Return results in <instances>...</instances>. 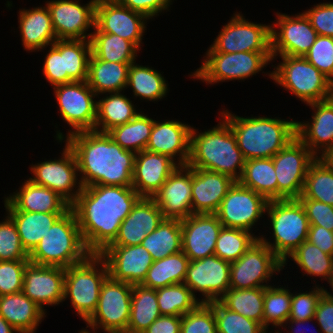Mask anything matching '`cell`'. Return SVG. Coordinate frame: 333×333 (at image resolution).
Returning a JSON list of instances; mask_svg holds the SVG:
<instances>
[{
	"instance_id": "cell-1",
	"label": "cell",
	"mask_w": 333,
	"mask_h": 333,
	"mask_svg": "<svg viewBox=\"0 0 333 333\" xmlns=\"http://www.w3.org/2000/svg\"><path fill=\"white\" fill-rule=\"evenodd\" d=\"M140 198L132 186L93 185L82 188L70 208L91 254L99 255L114 242L120 225Z\"/></svg>"
},
{
	"instance_id": "cell-2",
	"label": "cell",
	"mask_w": 333,
	"mask_h": 333,
	"mask_svg": "<svg viewBox=\"0 0 333 333\" xmlns=\"http://www.w3.org/2000/svg\"><path fill=\"white\" fill-rule=\"evenodd\" d=\"M64 141L75 154L82 187L132 186L136 153L123 149L108 133L83 131Z\"/></svg>"
},
{
	"instance_id": "cell-3",
	"label": "cell",
	"mask_w": 333,
	"mask_h": 333,
	"mask_svg": "<svg viewBox=\"0 0 333 333\" xmlns=\"http://www.w3.org/2000/svg\"><path fill=\"white\" fill-rule=\"evenodd\" d=\"M219 115L229 123L245 160L272 158L297 137V120L240 117L225 109Z\"/></svg>"
},
{
	"instance_id": "cell-4",
	"label": "cell",
	"mask_w": 333,
	"mask_h": 333,
	"mask_svg": "<svg viewBox=\"0 0 333 333\" xmlns=\"http://www.w3.org/2000/svg\"><path fill=\"white\" fill-rule=\"evenodd\" d=\"M220 117L216 126L200 133L192 126L187 166L218 172L237 182L245 159L229 123Z\"/></svg>"
},
{
	"instance_id": "cell-5",
	"label": "cell",
	"mask_w": 333,
	"mask_h": 333,
	"mask_svg": "<svg viewBox=\"0 0 333 333\" xmlns=\"http://www.w3.org/2000/svg\"><path fill=\"white\" fill-rule=\"evenodd\" d=\"M90 255L83 241L75 213L70 208L51 226L29 254V262L66 269L82 263Z\"/></svg>"
},
{
	"instance_id": "cell-6",
	"label": "cell",
	"mask_w": 333,
	"mask_h": 333,
	"mask_svg": "<svg viewBox=\"0 0 333 333\" xmlns=\"http://www.w3.org/2000/svg\"><path fill=\"white\" fill-rule=\"evenodd\" d=\"M271 223L273 242L263 235L258 239L267 245L283 262L307 240L309 221L298 199L271 200L266 208Z\"/></svg>"
},
{
	"instance_id": "cell-7",
	"label": "cell",
	"mask_w": 333,
	"mask_h": 333,
	"mask_svg": "<svg viewBox=\"0 0 333 333\" xmlns=\"http://www.w3.org/2000/svg\"><path fill=\"white\" fill-rule=\"evenodd\" d=\"M282 62L273 66L268 77L290 91L305 104L325 101L333 97V83L314 65L301 56H280Z\"/></svg>"
},
{
	"instance_id": "cell-8",
	"label": "cell",
	"mask_w": 333,
	"mask_h": 333,
	"mask_svg": "<svg viewBox=\"0 0 333 333\" xmlns=\"http://www.w3.org/2000/svg\"><path fill=\"white\" fill-rule=\"evenodd\" d=\"M109 276L105 260L91 254L82 263L65 269L64 298H69L72 308L86 321L95 311L102 283Z\"/></svg>"
},
{
	"instance_id": "cell-9",
	"label": "cell",
	"mask_w": 333,
	"mask_h": 333,
	"mask_svg": "<svg viewBox=\"0 0 333 333\" xmlns=\"http://www.w3.org/2000/svg\"><path fill=\"white\" fill-rule=\"evenodd\" d=\"M203 58V63L190 74V78L210 85L232 80L244 81L273 61L271 52L206 53Z\"/></svg>"
},
{
	"instance_id": "cell-10",
	"label": "cell",
	"mask_w": 333,
	"mask_h": 333,
	"mask_svg": "<svg viewBox=\"0 0 333 333\" xmlns=\"http://www.w3.org/2000/svg\"><path fill=\"white\" fill-rule=\"evenodd\" d=\"M53 89L61 117L72 128L68 130L67 136L60 130L56 131V140L62 143L71 134L94 130L97 117V101L94 98L98 96L87 82L73 81Z\"/></svg>"
},
{
	"instance_id": "cell-11",
	"label": "cell",
	"mask_w": 333,
	"mask_h": 333,
	"mask_svg": "<svg viewBox=\"0 0 333 333\" xmlns=\"http://www.w3.org/2000/svg\"><path fill=\"white\" fill-rule=\"evenodd\" d=\"M132 285L108 276L101 285L94 313L85 321L86 329L105 333H127L130 320Z\"/></svg>"
},
{
	"instance_id": "cell-12",
	"label": "cell",
	"mask_w": 333,
	"mask_h": 333,
	"mask_svg": "<svg viewBox=\"0 0 333 333\" xmlns=\"http://www.w3.org/2000/svg\"><path fill=\"white\" fill-rule=\"evenodd\" d=\"M283 269V261L258 239L238 260L231 262L230 288L268 287L272 285V276Z\"/></svg>"
},
{
	"instance_id": "cell-13",
	"label": "cell",
	"mask_w": 333,
	"mask_h": 333,
	"mask_svg": "<svg viewBox=\"0 0 333 333\" xmlns=\"http://www.w3.org/2000/svg\"><path fill=\"white\" fill-rule=\"evenodd\" d=\"M235 13L206 52H271V25L254 23L240 12Z\"/></svg>"
},
{
	"instance_id": "cell-14",
	"label": "cell",
	"mask_w": 333,
	"mask_h": 333,
	"mask_svg": "<svg viewBox=\"0 0 333 333\" xmlns=\"http://www.w3.org/2000/svg\"><path fill=\"white\" fill-rule=\"evenodd\" d=\"M317 157L297 137L272 157L277 176V200L298 199L311 163Z\"/></svg>"
},
{
	"instance_id": "cell-15",
	"label": "cell",
	"mask_w": 333,
	"mask_h": 333,
	"mask_svg": "<svg viewBox=\"0 0 333 333\" xmlns=\"http://www.w3.org/2000/svg\"><path fill=\"white\" fill-rule=\"evenodd\" d=\"M60 157L32 164L30 171L33 176L29 180L55 191L71 205L83 187L75 154L66 142Z\"/></svg>"
},
{
	"instance_id": "cell-16",
	"label": "cell",
	"mask_w": 333,
	"mask_h": 333,
	"mask_svg": "<svg viewBox=\"0 0 333 333\" xmlns=\"http://www.w3.org/2000/svg\"><path fill=\"white\" fill-rule=\"evenodd\" d=\"M268 200L235 182L215 213L223 227L239 228L253 233V226L266 215Z\"/></svg>"
},
{
	"instance_id": "cell-17",
	"label": "cell",
	"mask_w": 333,
	"mask_h": 333,
	"mask_svg": "<svg viewBox=\"0 0 333 333\" xmlns=\"http://www.w3.org/2000/svg\"><path fill=\"white\" fill-rule=\"evenodd\" d=\"M276 17V22L271 24L273 61L277 56L304 57L318 36L309 19L304 13L289 16L277 12Z\"/></svg>"
},
{
	"instance_id": "cell-18",
	"label": "cell",
	"mask_w": 333,
	"mask_h": 333,
	"mask_svg": "<svg viewBox=\"0 0 333 333\" xmlns=\"http://www.w3.org/2000/svg\"><path fill=\"white\" fill-rule=\"evenodd\" d=\"M81 0H50L49 8L56 38L59 40H90L96 19L97 0L86 4Z\"/></svg>"
},
{
	"instance_id": "cell-19",
	"label": "cell",
	"mask_w": 333,
	"mask_h": 333,
	"mask_svg": "<svg viewBox=\"0 0 333 333\" xmlns=\"http://www.w3.org/2000/svg\"><path fill=\"white\" fill-rule=\"evenodd\" d=\"M230 266L215 254L190 261L183 283L195 297L201 293V303L218 301L230 289Z\"/></svg>"
},
{
	"instance_id": "cell-20",
	"label": "cell",
	"mask_w": 333,
	"mask_h": 333,
	"mask_svg": "<svg viewBox=\"0 0 333 333\" xmlns=\"http://www.w3.org/2000/svg\"><path fill=\"white\" fill-rule=\"evenodd\" d=\"M147 20L144 14L114 0H97L95 26L103 33L115 34L132 42L139 50Z\"/></svg>"
},
{
	"instance_id": "cell-21",
	"label": "cell",
	"mask_w": 333,
	"mask_h": 333,
	"mask_svg": "<svg viewBox=\"0 0 333 333\" xmlns=\"http://www.w3.org/2000/svg\"><path fill=\"white\" fill-rule=\"evenodd\" d=\"M107 263L109 276L116 281L141 285L153 264L151 254L141 244L109 245L99 254Z\"/></svg>"
},
{
	"instance_id": "cell-22",
	"label": "cell",
	"mask_w": 333,
	"mask_h": 333,
	"mask_svg": "<svg viewBox=\"0 0 333 333\" xmlns=\"http://www.w3.org/2000/svg\"><path fill=\"white\" fill-rule=\"evenodd\" d=\"M65 268L27 263L22 292L45 312L44 305L56 306L64 298Z\"/></svg>"
},
{
	"instance_id": "cell-23",
	"label": "cell",
	"mask_w": 333,
	"mask_h": 333,
	"mask_svg": "<svg viewBox=\"0 0 333 333\" xmlns=\"http://www.w3.org/2000/svg\"><path fill=\"white\" fill-rule=\"evenodd\" d=\"M152 199L164 219L183 220L192 215V168L178 166Z\"/></svg>"
},
{
	"instance_id": "cell-24",
	"label": "cell",
	"mask_w": 333,
	"mask_h": 333,
	"mask_svg": "<svg viewBox=\"0 0 333 333\" xmlns=\"http://www.w3.org/2000/svg\"><path fill=\"white\" fill-rule=\"evenodd\" d=\"M222 227L215 213L192 214L181 220L182 251L190 261L214 255Z\"/></svg>"
},
{
	"instance_id": "cell-25",
	"label": "cell",
	"mask_w": 333,
	"mask_h": 333,
	"mask_svg": "<svg viewBox=\"0 0 333 333\" xmlns=\"http://www.w3.org/2000/svg\"><path fill=\"white\" fill-rule=\"evenodd\" d=\"M314 111L312 119L296 122L297 138L317 157L323 158L333 149V97L307 104Z\"/></svg>"
},
{
	"instance_id": "cell-26",
	"label": "cell",
	"mask_w": 333,
	"mask_h": 333,
	"mask_svg": "<svg viewBox=\"0 0 333 333\" xmlns=\"http://www.w3.org/2000/svg\"><path fill=\"white\" fill-rule=\"evenodd\" d=\"M191 130L190 124L178 120L160 122L153 119V128L145 150L166 155L179 166L187 165L190 154Z\"/></svg>"
},
{
	"instance_id": "cell-27",
	"label": "cell",
	"mask_w": 333,
	"mask_h": 333,
	"mask_svg": "<svg viewBox=\"0 0 333 333\" xmlns=\"http://www.w3.org/2000/svg\"><path fill=\"white\" fill-rule=\"evenodd\" d=\"M179 165L166 155L143 150L136 153L132 187L141 197L152 198Z\"/></svg>"
},
{
	"instance_id": "cell-28",
	"label": "cell",
	"mask_w": 333,
	"mask_h": 333,
	"mask_svg": "<svg viewBox=\"0 0 333 333\" xmlns=\"http://www.w3.org/2000/svg\"><path fill=\"white\" fill-rule=\"evenodd\" d=\"M4 199L6 211L65 213L71 206L55 191L35 184L29 179L22 182L19 191L10 193Z\"/></svg>"
},
{
	"instance_id": "cell-29",
	"label": "cell",
	"mask_w": 333,
	"mask_h": 333,
	"mask_svg": "<svg viewBox=\"0 0 333 333\" xmlns=\"http://www.w3.org/2000/svg\"><path fill=\"white\" fill-rule=\"evenodd\" d=\"M235 182L218 172L192 168V214L216 213Z\"/></svg>"
},
{
	"instance_id": "cell-30",
	"label": "cell",
	"mask_w": 333,
	"mask_h": 333,
	"mask_svg": "<svg viewBox=\"0 0 333 333\" xmlns=\"http://www.w3.org/2000/svg\"><path fill=\"white\" fill-rule=\"evenodd\" d=\"M163 215L152 198L141 197L120 225L118 236L111 245H140L163 220Z\"/></svg>"
},
{
	"instance_id": "cell-31",
	"label": "cell",
	"mask_w": 333,
	"mask_h": 333,
	"mask_svg": "<svg viewBox=\"0 0 333 333\" xmlns=\"http://www.w3.org/2000/svg\"><path fill=\"white\" fill-rule=\"evenodd\" d=\"M19 31L24 50L42 51L56 40L51 14L47 5L33 9H19Z\"/></svg>"
},
{
	"instance_id": "cell-32",
	"label": "cell",
	"mask_w": 333,
	"mask_h": 333,
	"mask_svg": "<svg viewBox=\"0 0 333 333\" xmlns=\"http://www.w3.org/2000/svg\"><path fill=\"white\" fill-rule=\"evenodd\" d=\"M0 315L19 333H35L46 312L21 291L0 296Z\"/></svg>"
},
{
	"instance_id": "cell-33",
	"label": "cell",
	"mask_w": 333,
	"mask_h": 333,
	"mask_svg": "<svg viewBox=\"0 0 333 333\" xmlns=\"http://www.w3.org/2000/svg\"><path fill=\"white\" fill-rule=\"evenodd\" d=\"M130 65L99 60L91 53L86 82L98 98L100 94L122 92L127 87Z\"/></svg>"
},
{
	"instance_id": "cell-34",
	"label": "cell",
	"mask_w": 333,
	"mask_h": 333,
	"mask_svg": "<svg viewBox=\"0 0 333 333\" xmlns=\"http://www.w3.org/2000/svg\"><path fill=\"white\" fill-rule=\"evenodd\" d=\"M109 95V96H108ZM130 98L121 92L105 93L97 100V117L94 131L107 133L112 128L125 124L140 112Z\"/></svg>"
},
{
	"instance_id": "cell-35",
	"label": "cell",
	"mask_w": 333,
	"mask_h": 333,
	"mask_svg": "<svg viewBox=\"0 0 333 333\" xmlns=\"http://www.w3.org/2000/svg\"><path fill=\"white\" fill-rule=\"evenodd\" d=\"M14 222L23 248L30 254L64 213L6 211Z\"/></svg>"
},
{
	"instance_id": "cell-36",
	"label": "cell",
	"mask_w": 333,
	"mask_h": 333,
	"mask_svg": "<svg viewBox=\"0 0 333 333\" xmlns=\"http://www.w3.org/2000/svg\"><path fill=\"white\" fill-rule=\"evenodd\" d=\"M158 70L139 65L135 62L131 63L128 71L127 88L133 90V97L145 101H158L166 97L169 89L166 79Z\"/></svg>"
},
{
	"instance_id": "cell-37",
	"label": "cell",
	"mask_w": 333,
	"mask_h": 333,
	"mask_svg": "<svg viewBox=\"0 0 333 333\" xmlns=\"http://www.w3.org/2000/svg\"><path fill=\"white\" fill-rule=\"evenodd\" d=\"M237 182L268 201L277 200V176L272 158L245 160L242 175Z\"/></svg>"
},
{
	"instance_id": "cell-38",
	"label": "cell",
	"mask_w": 333,
	"mask_h": 333,
	"mask_svg": "<svg viewBox=\"0 0 333 333\" xmlns=\"http://www.w3.org/2000/svg\"><path fill=\"white\" fill-rule=\"evenodd\" d=\"M141 245L148 250L153 260L181 252V220L163 219L158 227L143 239Z\"/></svg>"
},
{
	"instance_id": "cell-39",
	"label": "cell",
	"mask_w": 333,
	"mask_h": 333,
	"mask_svg": "<svg viewBox=\"0 0 333 333\" xmlns=\"http://www.w3.org/2000/svg\"><path fill=\"white\" fill-rule=\"evenodd\" d=\"M161 316L156 289L132 285L130 320L127 333L144 332Z\"/></svg>"
},
{
	"instance_id": "cell-40",
	"label": "cell",
	"mask_w": 333,
	"mask_h": 333,
	"mask_svg": "<svg viewBox=\"0 0 333 333\" xmlns=\"http://www.w3.org/2000/svg\"><path fill=\"white\" fill-rule=\"evenodd\" d=\"M91 53L99 60L133 63L140 50L130 41L118 35L103 33L96 26L91 34Z\"/></svg>"
},
{
	"instance_id": "cell-41",
	"label": "cell",
	"mask_w": 333,
	"mask_h": 333,
	"mask_svg": "<svg viewBox=\"0 0 333 333\" xmlns=\"http://www.w3.org/2000/svg\"><path fill=\"white\" fill-rule=\"evenodd\" d=\"M190 259L183 251L154 260L141 284L151 289H159L176 283H183Z\"/></svg>"
},
{
	"instance_id": "cell-42",
	"label": "cell",
	"mask_w": 333,
	"mask_h": 333,
	"mask_svg": "<svg viewBox=\"0 0 333 333\" xmlns=\"http://www.w3.org/2000/svg\"><path fill=\"white\" fill-rule=\"evenodd\" d=\"M296 263L297 267L307 274L320 277L330 283L333 276V256L323 252L316 245L304 241L296 250H294L283 262V267L287 265L288 259Z\"/></svg>"
},
{
	"instance_id": "cell-43",
	"label": "cell",
	"mask_w": 333,
	"mask_h": 333,
	"mask_svg": "<svg viewBox=\"0 0 333 333\" xmlns=\"http://www.w3.org/2000/svg\"><path fill=\"white\" fill-rule=\"evenodd\" d=\"M140 113L129 122L109 130L108 135L123 149L135 153L145 150L153 128V119Z\"/></svg>"
},
{
	"instance_id": "cell-44",
	"label": "cell",
	"mask_w": 333,
	"mask_h": 333,
	"mask_svg": "<svg viewBox=\"0 0 333 333\" xmlns=\"http://www.w3.org/2000/svg\"><path fill=\"white\" fill-rule=\"evenodd\" d=\"M298 199H312L333 206V167L324 158H316L309 166Z\"/></svg>"
},
{
	"instance_id": "cell-45",
	"label": "cell",
	"mask_w": 333,
	"mask_h": 333,
	"mask_svg": "<svg viewBox=\"0 0 333 333\" xmlns=\"http://www.w3.org/2000/svg\"><path fill=\"white\" fill-rule=\"evenodd\" d=\"M265 287L249 289L230 288L220 302L229 310L241 314L263 326Z\"/></svg>"
},
{
	"instance_id": "cell-46",
	"label": "cell",
	"mask_w": 333,
	"mask_h": 333,
	"mask_svg": "<svg viewBox=\"0 0 333 333\" xmlns=\"http://www.w3.org/2000/svg\"><path fill=\"white\" fill-rule=\"evenodd\" d=\"M61 56L64 64V84L87 80L91 56L90 40H61Z\"/></svg>"
},
{
	"instance_id": "cell-47",
	"label": "cell",
	"mask_w": 333,
	"mask_h": 333,
	"mask_svg": "<svg viewBox=\"0 0 333 333\" xmlns=\"http://www.w3.org/2000/svg\"><path fill=\"white\" fill-rule=\"evenodd\" d=\"M161 315L183 316L201 302L184 283H176L156 289Z\"/></svg>"
},
{
	"instance_id": "cell-48",
	"label": "cell",
	"mask_w": 333,
	"mask_h": 333,
	"mask_svg": "<svg viewBox=\"0 0 333 333\" xmlns=\"http://www.w3.org/2000/svg\"><path fill=\"white\" fill-rule=\"evenodd\" d=\"M292 293L285 286L270 285L264 291L263 327H283L291 311Z\"/></svg>"
},
{
	"instance_id": "cell-49",
	"label": "cell",
	"mask_w": 333,
	"mask_h": 333,
	"mask_svg": "<svg viewBox=\"0 0 333 333\" xmlns=\"http://www.w3.org/2000/svg\"><path fill=\"white\" fill-rule=\"evenodd\" d=\"M257 236L247 230L222 227L214 254L230 263L236 261L258 240Z\"/></svg>"
},
{
	"instance_id": "cell-50",
	"label": "cell",
	"mask_w": 333,
	"mask_h": 333,
	"mask_svg": "<svg viewBox=\"0 0 333 333\" xmlns=\"http://www.w3.org/2000/svg\"><path fill=\"white\" fill-rule=\"evenodd\" d=\"M213 307L217 323V333H267L260 323L233 312L219 300L209 302Z\"/></svg>"
},
{
	"instance_id": "cell-51",
	"label": "cell",
	"mask_w": 333,
	"mask_h": 333,
	"mask_svg": "<svg viewBox=\"0 0 333 333\" xmlns=\"http://www.w3.org/2000/svg\"><path fill=\"white\" fill-rule=\"evenodd\" d=\"M29 260L13 220L7 215L0 221V261Z\"/></svg>"
},
{
	"instance_id": "cell-52",
	"label": "cell",
	"mask_w": 333,
	"mask_h": 333,
	"mask_svg": "<svg viewBox=\"0 0 333 333\" xmlns=\"http://www.w3.org/2000/svg\"><path fill=\"white\" fill-rule=\"evenodd\" d=\"M180 333H217L213 307L209 303H200L183 315Z\"/></svg>"
},
{
	"instance_id": "cell-53",
	"label": "cell",
	"mask_w": 333,
	"mask_h": 333,
	"mask_svg": "<svg viewBox=\"0 0 333 333\" xmlns=\"http://www.w3.org/2000/svg\"><path fill=\"white\" fill-rule=\"evenodd\" d=\"M304 58L333 83V37L318 35Z\"/></svg>"
},
{
	"instance_id": "cell-54",
	"label": "cell",
	"mask_w": 333,
	"mask_h": 333,
	"mask_svg": "<svg viewBox=\"0 0 333 333\" xmlns=\"http://www.w3.org/2000/svg\"><path fill=\"white\" fill-rule=\"evenodd\" d=\"M311 291L293 292L291 311L288 320H307L315 318V311L321 295L326 291L324 286H312ZM296 293V294H295Z\"/></svg>"
},
{
	"instance_id": "cell-55",
	"label": "cell",
	"mask_w": 333,
	"mask_h": 333,
	"mask_svg": "<svg viewBox=\"0 0 333 333\" xmlns=\"http://www.w3.org/2000/svg\"><path fill=\"white\" fill-rule=\"evenodd\" d=\"M29 260L0 261V296L21 292Z\"/></svg>"
},
{
	"instance_id": "cell-56",
	"label": "cell",
	"mask_w": 333,
	"mask_h": 333,
	"mask_svg": "<svg viewBox=\"0 0 333 333\" xmlns=\"http://www.w3.org/2000/svg\"><path fill=\"white\" fill-rule=\"evenodd\" d=\"M49 48L44 56L43 75L53 87L63 85L64 64L63 56H61V40L57 39Z\"/></svg>"
},
{
	"instance_id": "cell-57",
	"label": "cell",
	"mask_w": 333,
	"mask_h": 333,
	"mask_svg": "<svg viewBox=\"0 0 333 333\" xmlns=\"http://www.w3.org/2000/svg\"><path fill=\"white\" fill-rule=\"evenodd\" d=\"M303 13L318 35L333 37V2L314 4Z\"/></svg>"
},
{
	"instance_id": "cell-58",
	"label": "cell",
	"mask_w": 333,
	"mask_h": 333,
	"mask_svg": "<svg viewBox=\"0 0 333 333\" xmlns=\"http://www.w3.org/2000/svg\"><path fill=\"white\" fill-rule=\"evenodd\" d=\"M304 206L310 225H318L333 232V206L312 199H298Z\"/></svg>"
},
{
	"instance_id": "cell-59",
	"label": "cell",
	"mask_w": 333,
	"mask_h": 333,
	"mask_svg": "<svg viewBox=\"0 0 333 333\" xmlns=\"http://www.w3.org/2000/svg\"><path fill=\"white\" fill-rule=\"evenodd\" d=\"M120 5L126 6L133 11L144 14L148 19L157 17L159 13L167 10L172 4V0H114Z\"/></svg>"
},
{
	"instance_id": "cell-60",
	"label": "cell",
	"mask_w": 333,
	"mask_h": 333,
	"mask_svg": "<svg viewBox=\"0 0 333 333\" xmlns=\"http://www.w3.org/2000/svg\"><path fill=\"white\" fill-rule=\"evenodd\" d=\"M314 321L322 333H333V298L326 291L318 301Z\"/></svg>"
},
{
	"instance_id": "cell-61",
	"label": "cell",
	"mask_w": 333,
	"mask_h": 333,
	"mask_svg": "<svg viewBox=\"0 0 333 333\" xmlns=\"http://www.w3.org/2000/svg\"><path fill=\"white\" fill-rule=\"evenodd\" d=\"M307 241L333 256V232L318 225H310Z\"/></svg>"
},
{
	"instance_id": "cell-62",
	"label": "cell",
	"mask_w": 333,
	"mask_h": 333,
	"mask_svg": "<svg viewBox=\"0 0 333 333\" xmlns=\"http://www.w3.org/2000/svg\"><path fill=\"white\" fill-rule=\"evenodd\" d=\"M182 316L161 315L142 333H180Z\"/></svg>"
},
{
	"instance_id": "cell-63",
	"label": "cell",
	"mask_w": 333,
	"mask_h": 333,
	"mask_svg": "<svg viewBox=\"0 0 333 333\" xmlns=\"http://www.w3.org/2000/svg\"><path fill=\"white\" fill-rule=\"evenodd\" d=\"M313 320H315V318L314 319H307V320H287L286 322H285V324L283 325V329L285 330V329H289L290 331H286L287 333H303V332H305V333H307V329H303L302 330V327H304L303 325L305 324L306 325V323H308L309 324V322H311L312 321V324H313ZM289 325V326H288ZM302 325V326H301ZM288 326V327H287ZM296 326V327H295ZM299 326H300V328H299ZM286 327V328H285ZM311 328V327H310ZM302 331H301V330ZM307 330V331H306ZM282 331H278V330H275V332L274 333H281ZM311 332H312V330H311ZM317 333H322V331L320 330V329H318V331H316ZM315 331H313V333H316Z\"/></svg>"
},
{
	"instance_id": "cell-64",
	"label": "cell",
	"mask_w": 333,
	"mask_h": 333,
	"mask_svg": "<svg viewBox=\"0 0 333 333\" xmlns=\"http://www.w3.org/2000/svg\"><path fill=\"white\" fill-rule=\"evenodd\" d=\"M0 333H19L0 315Z\"/></svg>"
},
{
	"instance_id": "cell-65",
	"label": "cell",
	"mask_w": 333,
	"mask_h": 333,
	"mask_svg": "<svg viewBox=\"0 0 333 333\" xmlns=\"http://www.w3.org/2000/svg\"><path fill=\"white\" fill-rule=\"evenodd\" d=\"M333 167V149L323 157Z\"/></svg>"
},
{
	"instance_id": "cell-66",
	"label": "cell",
	"mask_w": 333,
	"mask_h": 333,
	"mask_svg": "<svg viewBox=\"0 0 333 333\" xmlns=\"http://www.w3.org/2000/svg\"><path fill=\"white\" fill-rule=\"evenodd\" d=\"M329 286H331L330 288H331V291L333 293V276H332V279H331V281L329 283ZM326 292L333 298V294L331 292H328L327 289H326Z\"/></svg>"
},
{
	"instance_id": "cell-67",
	"label": "cell",
	"mask_w": 333,
	"mask_h": 333,
	"mask_svg": "<svg viewBox=\"0 0 333 333\" xmlns=\"http://www.w3.org/2000/svg\"><path fill=\"white\" fill-rule=\"evenodd\" d=\"M92 330L91 331H94V332H92V333H96L95 331H97L96 329H94V328H91ZM79 333H91L90 331H88V329L86 330V329H82V330H80L79 331Z\"/></svg>"
}]
</instances>
